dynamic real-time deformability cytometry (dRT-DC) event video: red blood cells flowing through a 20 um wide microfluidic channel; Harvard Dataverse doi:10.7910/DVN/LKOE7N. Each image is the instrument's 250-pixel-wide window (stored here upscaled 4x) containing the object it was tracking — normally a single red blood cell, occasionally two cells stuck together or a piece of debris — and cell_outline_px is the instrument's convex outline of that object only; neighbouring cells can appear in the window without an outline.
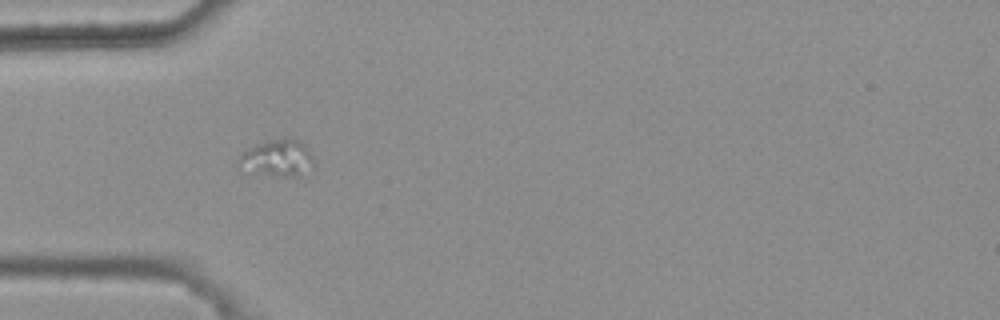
{"species": "common noctule bat (a hibernating species)", "species_latin": "Nyctalus noctula", "temperature_condition": "warm", "stored_images_in_passage": 9, "camera_frame_rate_fps": 3000, "um_per_image_px": 0.085, "animal": {"sex": "female", "body_mass_g": 25.1}, "frame": {"image": 1, "passage_image": 1, "time_ms": 0.0, "image_size_px": [1000, 320], "cell_outline_px": [[312, 160], [300, 176], [280, 176], [264, 172], [240, 160], [240, 156], [244, 152], [256, 144], [288, 136], [292, 136], [300, 140], [304, 144], [312, 156]], "centroid_in_image_um": [23.73, 13.33], "position_along_channel_um": 61.3, "area_um2": 14.57}}